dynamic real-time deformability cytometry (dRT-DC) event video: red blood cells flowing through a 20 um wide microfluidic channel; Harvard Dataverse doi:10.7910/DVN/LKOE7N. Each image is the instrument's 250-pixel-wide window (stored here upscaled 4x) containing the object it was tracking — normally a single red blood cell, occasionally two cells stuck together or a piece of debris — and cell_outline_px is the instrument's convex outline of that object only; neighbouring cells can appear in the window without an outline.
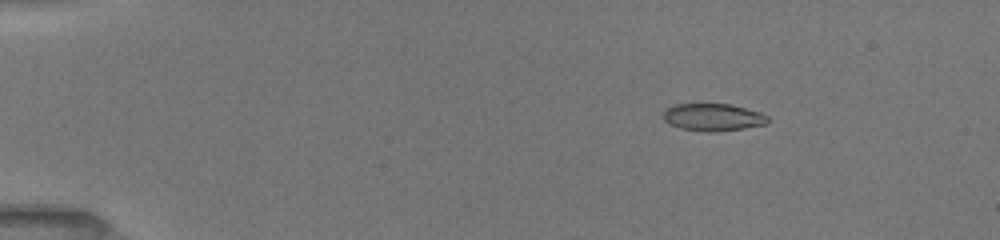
{"species": "common noctule bat (a hibernating species)", "species_latin": "Nyctalus noctula", "temperature_condition": "room temperature", "stored_images_in_passage": 46, "camera_frame_rate_fps": 3000, "um_per_image_px": 0.085, "animal": {"sex": "female", "body_mass_g": 19.5, "forearm_length_mm": 54.1}, "frame": {"image": 1, "passage_image": 5, "time_ms": 2.333, "image_size_px": [1000, 240], "cell_outline_px": [[768, 124], [744, 128], [716, 132], [704, 132], [680, 128], [668, 124], [664, 120], [664, 112], [668, 108], [676, 104], [732, 104], [760, 112], [768, 116]], "centroid_in_image_um": [60.63, 9.97], "position_along_channel_um": 24.4, "area_um2": 16.76}}
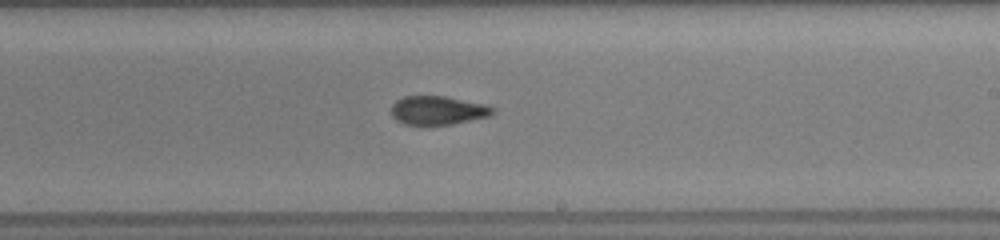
{"frame": {"image": 2, "passage_image": 19, "time_ms": 10.333, "image_size_px": [1000, 240], "cell_outline_px": [[496, 112], [488, 116], [452, 124], [404, 124], [396, 120], [392, 116], [392, 104], [396, 100], [404, 96], [444, 96], [484, 104], [496, 108]], "centroid_in_image_um": [37.21, 9.37], "position_along_channel_um": 251.8, "area_um2": 16.82}}
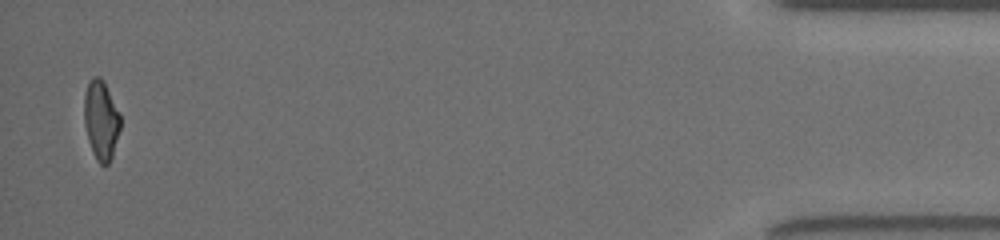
{"frame": {"image": 3, "passage_image": 45, "time_ms": 16.667, "image_size_px": [1000, 240], "cell_outline_px": [[120, 128], [112, 156], [108, 164], [100, 164], [96, 160], [92, 152], [88, 140], [84, 124], [84, 96], [88, 84], [92, 76], [100, 76], [104, 80], [120, 112]], "centroid_in_image_um": [8.59, 10.18], "position_along_channel_um": 426.6, "area_um2": 16.88}, "authors_computed_cell_mechanics": {"area_um2": 17.3689, "velocity_mm_per_s": 3.9949, "shape_relaxation_time_tau1_ms": 10.493, "shape_relaxation_time_tau2_ms": 1.9005, "deformation_change_tau1": 0.2744, "deformation_change_tau2": 0.0778}}